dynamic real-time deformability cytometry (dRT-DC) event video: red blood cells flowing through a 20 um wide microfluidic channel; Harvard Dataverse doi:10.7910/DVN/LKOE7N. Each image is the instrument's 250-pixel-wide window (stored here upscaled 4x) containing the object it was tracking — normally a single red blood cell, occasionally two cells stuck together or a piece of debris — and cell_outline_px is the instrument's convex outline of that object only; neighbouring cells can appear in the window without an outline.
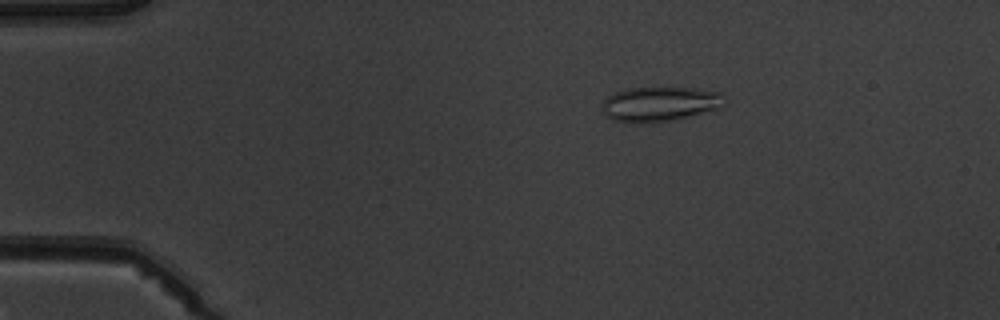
{"species": "common noctule bat (a hibernating species)", "species_latin": "Nyctalus noctula", "temperature_condition": "warm", "stored_images_in_passage": 6, "camera_frame_rate_fps": 3000, "um_per_image_px": 0.085, "animal": {"sex": "male", "body_mass_g": 19.5, "forearm_length_mm": 54.6}, "frame": {"image": 1, "passage_image": 3, "time_ms": 2.333, "image_size_px": [1000, 320], "cell_outline_px": [[724, 104], [720, 108], [672, 120], [612, 120], [604, 112], [604, 100], [608, 96], [616, 92], [628, 88], [692, 88], [720, 92], [724, 96]], "centroid_in_image_um": [56.15, 8.79], "position_along_channel_um": 28.8, "area_um2": 23.64}}
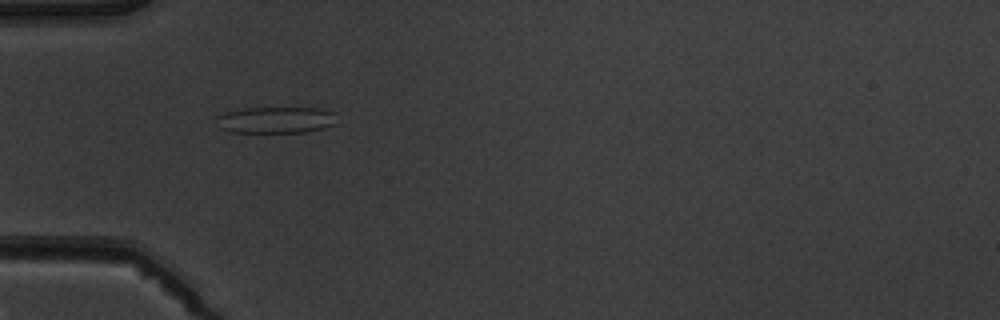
{"frame": {"image": 2, "passage_image": 5, "time_ms": 4.667, "image_size_px": [1000, 320], "cell_outline_px": [[336, 124], [324, 128], [308, 132], [232, 132], [216, 128], [216, 116], [224, 112], [240, 108], [316, 108], [336, 112]], "centroid_in_image_um": [23.41, 10.2], "position_along_channel_um": 61.6, "area_um2": 18.96}}
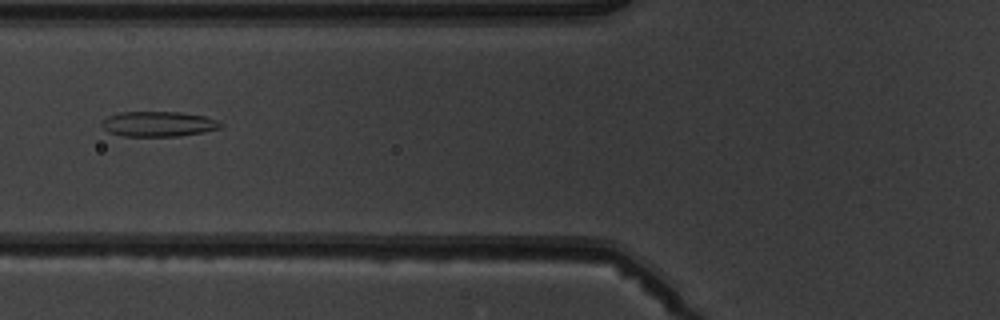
{"frame": {"image": 3, "passage_image": 6, "time_ms": 6.0, "image_size_px": [1000, 320], "cell_outline_px": [[224, 124], [220, 128], [204, 132], [180, 136], [124, 136], [108, 132], [100, 124], [108, 116], [120, 112], [180, 112], [204, 116], [216, 120]], "centroid_in_image_um": [13.47, 10.54], "position_along_channel_um": 112.3, "area_um2": 17.4}}